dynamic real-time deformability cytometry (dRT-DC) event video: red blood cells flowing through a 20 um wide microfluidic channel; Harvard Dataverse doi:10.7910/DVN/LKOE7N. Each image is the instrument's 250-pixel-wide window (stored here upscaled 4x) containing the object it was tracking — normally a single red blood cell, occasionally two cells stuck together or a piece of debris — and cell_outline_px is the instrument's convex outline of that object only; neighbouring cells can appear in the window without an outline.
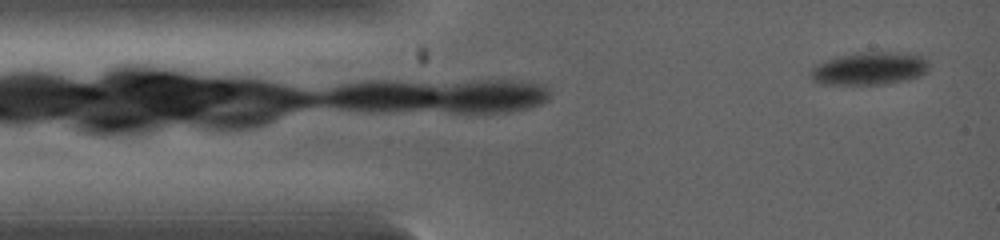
{"species": "common noctule bat (a hibernating species)", "species_latin": "Nyctalus noctula", "temperature_condition": "warm", "stored_images_in_passage": 9, "camera_frame_rate_fps": 5000, "um_per_image_px": 0.085, "animal": {"sex": "female", "body_mass_g": 19.0, "forearm_length_mm": 53.3}, "frame": {"image": 1, "passage_image": 1, "time_ms": 0.0, "image_size_px": [1000, 240], "cell_outline_px": [[928, 72], [904, 80], [888, 84], [820, 84], [812, 80], [812, 68], [816, 64], [836, 56], [856, 52], [908, 52], [924, 56], [928, 60]], "centroid_in_image_um": [73.93, 5.8], "position_along_channel_um": 11.1, "area_um2": 22.83}}
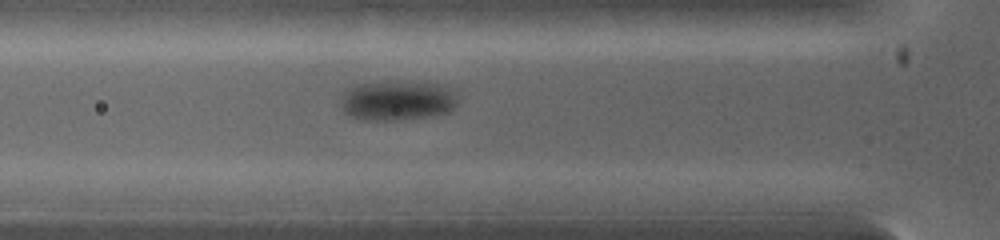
{"frame": {"image": 2, "passage_image": 7, "time_ms": 2.4, "image_size_px": [1000, 240], "cell_outline_px": [[456, 104], [452, 112], [436, 116], [396, 120], [368, 120], [352, 116], [344, 112], [340, 104], [340, 100], [348, 92], [360, 84], [428, 84], [440, 88], [448, 92], [456, 100]], "centroid_in_image_um": [33.74, 8.65], "position_along_channel_um": 92.1, "area_um2": 25.37}}
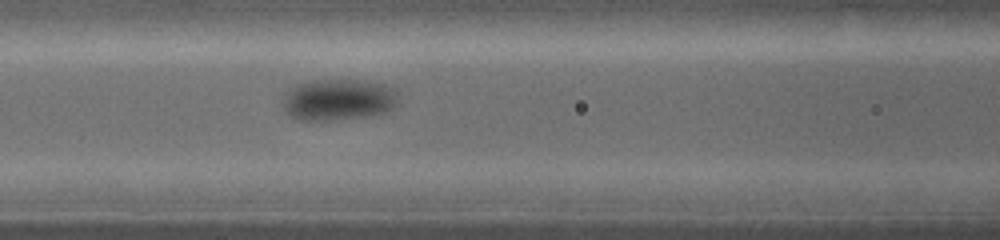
{"frame": {"image": 3, "passage_image": 9, "time_ms": 3.2, "image_size_px": [1000, 240], "cell_outline_px": [[396, 100], [392, 108], [384, 112], [368, 116], [332, 120], [300, 120], [284, 112], [284, 104], [288, 96], [300, 84], [316, 80], [356, 80], [380, 84], [388, 88], [392, 92]], "centroid_in_image_um": [28.74, 8.5], "position_along_channel_um": 137.9, "area_um2": 26.53}}